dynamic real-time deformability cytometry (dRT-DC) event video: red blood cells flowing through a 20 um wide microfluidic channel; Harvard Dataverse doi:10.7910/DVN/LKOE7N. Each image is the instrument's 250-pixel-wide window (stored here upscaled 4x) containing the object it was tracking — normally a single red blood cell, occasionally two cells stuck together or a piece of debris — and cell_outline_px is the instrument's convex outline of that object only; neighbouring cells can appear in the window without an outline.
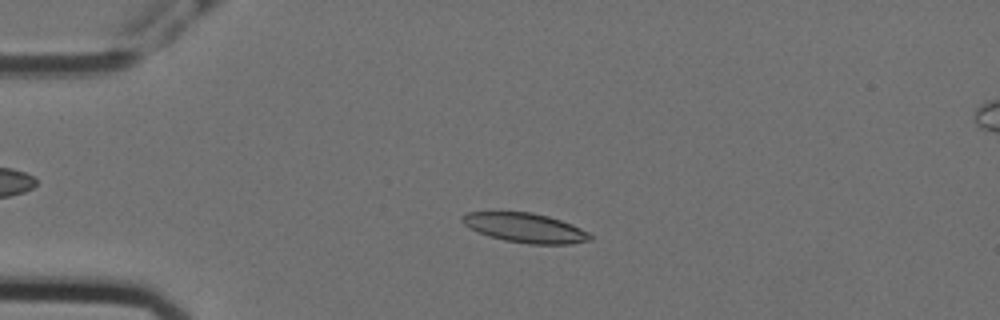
{"species": "Egyptian fruit bat (a non-hibernating species)", "species_latin": "Rousettus aegyptiacus", "temperature_condition": "cold", "stored_images_in_passage": 50, "camera_frame_rate_fps": 3000, "um_per_image_px": 0.085, "animal": {"sex": "female"}, "frame": {"image": 1, "passage_image": 7, "time_ms": 2.0, "image_size_px": [1000, 320], "cell_outline_px": [[592, 240], [572, 244], [528, 244], [504, 240], [488, 236], [476, 232], [468, 228], [460, 220], [460, 216], [464, 212], [532, 212], [548, 216], [572, 224], [588, 232], [592, 236]], "centroid_in_image_um": [44.6, 19.37], "position_along_channel_um": 40.4, "area_um2": 22.2}}
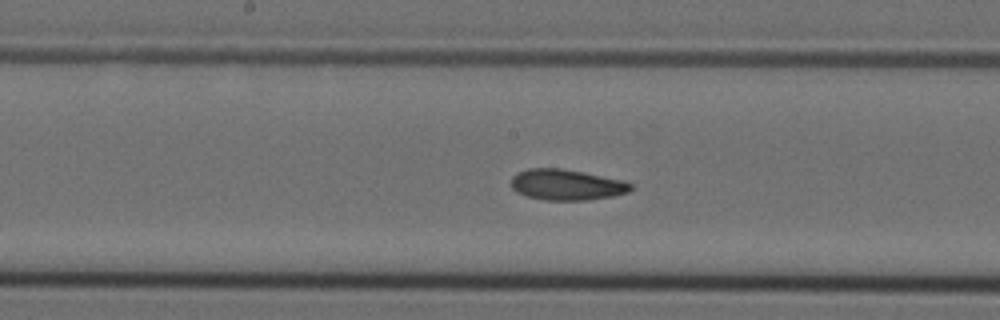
{"frame": {"image": 2, "passage_image": 23, "time_ms": 7.333, "image_size_px": [1000, 320], "cell_outline_px": [[632, 188], [628, 192], [612, 196], [588, 200], [544, 200], [528, 196], [516, 192], [512, 188], [512, 176], [516, 172], [528, 168], [560, 168], [584, 172], [624, 180], [632, 184]], "centroid_in_image_um": [48.15, 15.69], "position_along_channel_um": 200.0, "area_um2": 21.56}}
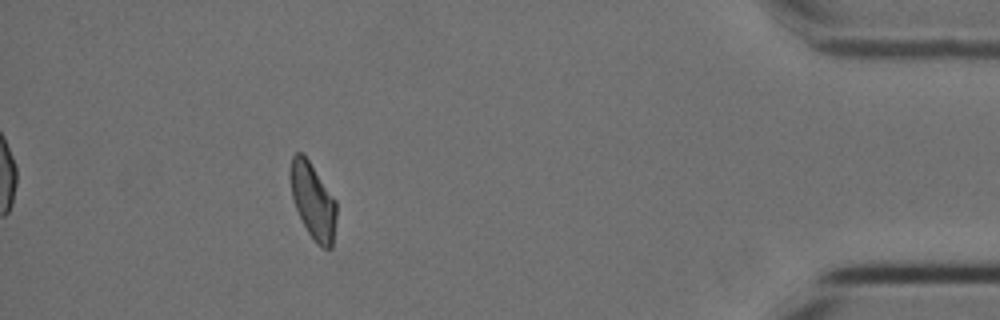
{"frame": {"image": 3, "passage_image": 45, "time_ms": 14.667, "image_size_px": [1000, 320], "cell_outline_px": [[336, 220], [332, 248], [324, 248], [316, 244], [308, 232], [296, 208], [292, 196], [288, 176], [292, 156], [296, 152], [300, 152], [308, 160], [336, 200]], "centroid_in_image_um": [26.59, 17.08], "position_along_channel_um": 408.6, "area_um2": 20.29}, "authors_computed_cell_mechanics": {"area_um2": 21.386, "velocity_mm_per_s": 3.5418, "shape_relaxation_time_tau1_ms": 10.0019, "shape_relaxation_time_tau2_ms": 4.0186, "deformation_change_tau1": 0.1956, "deformation_change_tau2": 0.0989}}